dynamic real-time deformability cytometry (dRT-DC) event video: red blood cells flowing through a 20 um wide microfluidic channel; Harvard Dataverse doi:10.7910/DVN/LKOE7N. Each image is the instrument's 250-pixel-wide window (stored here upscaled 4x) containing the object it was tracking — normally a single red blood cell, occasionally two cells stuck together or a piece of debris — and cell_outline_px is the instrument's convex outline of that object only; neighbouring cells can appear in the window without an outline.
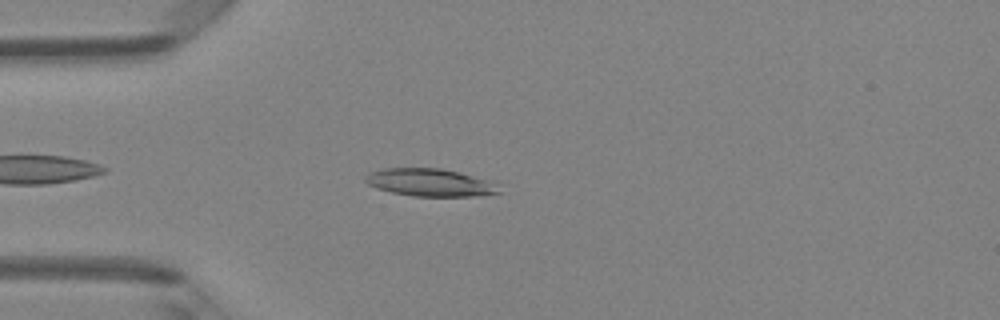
{"species": "Egyptian fruit bat (a non-hibernating species)", "species_latin": "Rousettus aegyptiacus", "temperature_condition": "room temperature", "stored_images_in_passage": 32, "camera_frame_rate_fps": 3000, "um_per_image_px": 0.085, "animal": {"sex": "female"}, "frame": {"image": 1, "passage_image": 4, "time_ms": 1.0, "image_size_px": [1000, 320], "cell_outline_px": [[504, 192], [476, 196], [412, 196], [392, 192], [376, 188], [368, 184], [364, 180], [364, 176], [368, 172], [384, 168], [440, 168], [488, 180]], "centroid_in_image_um": [36.49, 15.51], "position_along_channel_um": 48.5, "area_um2": 21.39}}
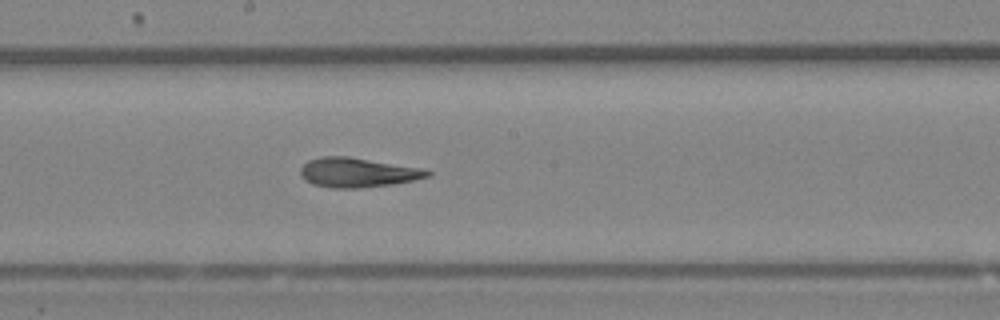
{"frame": {"image": 2, "passage_image": 17, "time_ms": 5.333, "image_size_px": [1000, 320], "cell_outline_px": [[432, 176], [392, 184], [360, 188], [332, 188], [312, 184], [304, 180], [300, 176], [300, 168], [308, 160], [320, 156], [348, 156], [424, 168], [432, 172]], "centroid_in_image_um": [30.39, 14.66], "position_along_channel_um": 217.8, "area_um2": 22.08}}
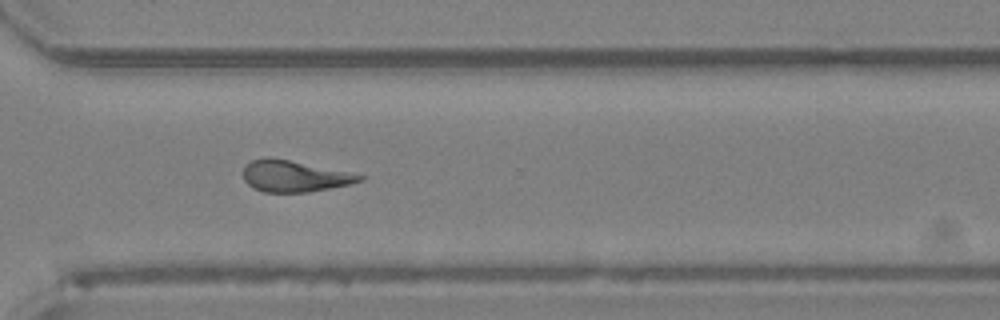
{"frame": {"image": 3, "passage_image": 26, "time_ms": 8.333, "image_size_px": [1000, 320], "cell_outline_px": [[364, 180], [352, 184], [308, 192], [264, 192], [252, 188], [244, 180], [244, 168], [252, 160], [268, 156], [288, 160], [364, 176]], "centroid_in_image_um": [24.98, 14.99], "position_along_channel_um": 345.6, "area_um2": 20.87}, "authors_computed_cell_mechanics": {"area_um2": 21.5594, "velocity_mm_per_s": 4.2476, "shape_relaxation_time_tau1_ms": 4.7446, "shape_relaxation_time_tau2_ms": 3.7349, "deformation_change_tau1": 0.183, "deformation_change_tau2": 0.1475}}